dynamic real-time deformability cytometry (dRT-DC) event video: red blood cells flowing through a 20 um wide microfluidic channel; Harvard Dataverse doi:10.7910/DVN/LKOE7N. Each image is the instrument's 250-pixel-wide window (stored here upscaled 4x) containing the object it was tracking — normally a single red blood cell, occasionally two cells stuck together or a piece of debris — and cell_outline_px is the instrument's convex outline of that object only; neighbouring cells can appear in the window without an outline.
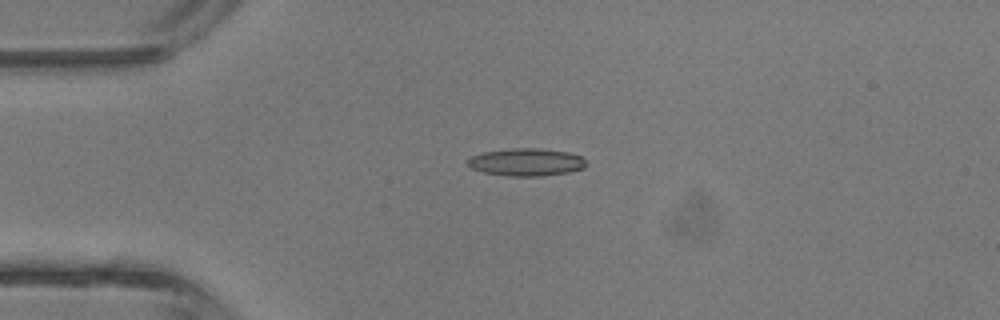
{"species": "common noctule bat (a hibernating species)", "species_latin": "Nyctalus noctula", "temperature_condition": "room temperature", "stored_images_in_passage": 2, "camera_frame_rate_fps": 3000, "um_per_image_px": 0.085, "animal": {"sex": "male", "body_mass_g": 13.3}, "frame": {"image": 1, "passage_image": 1, "time_ms": 0.0, "image_size_px": [1000, 320], "cell_outline_px": [[584, 168], [568, 172], [544, 176], [508, 176], [484, 172], [472, 168], [468, 164], [468, 160], [472, 156], [484, 152], [512, 148], [536, 148], [568, 152], [580, 156], [584, 160]], "centroid_in_image_um": [44.73, 13.78], "position_along_channel_um": 40.3, "area_um2": 18.79}}
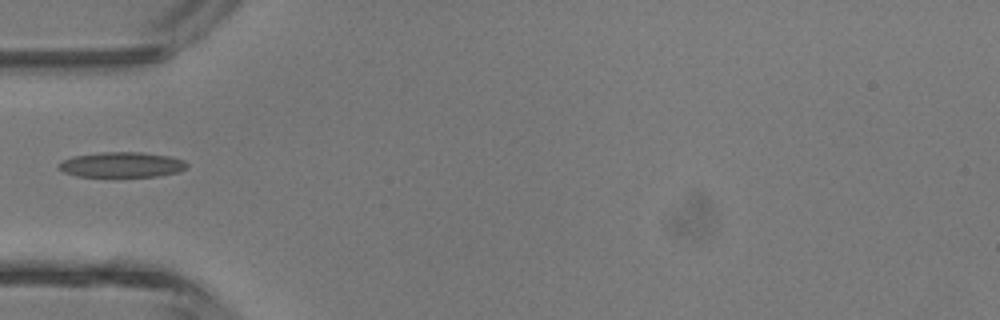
{"frame": {"image": 2, "passage_image": 2, "time_ms": 1.333, "image_size_px": [1000, 320], "cell_outline_px": [[188, 164], [180, 172], [156, 176], [76, 176], [64, 172], [56, 168], [56, 164], [72, 156], [100, 152], [140, 152], [168, 156], [184, 160]], "centroid_in_image_um": [10.3, 13.99], "position_along_channel_um": 74.7, "area_um2": 18.84}}